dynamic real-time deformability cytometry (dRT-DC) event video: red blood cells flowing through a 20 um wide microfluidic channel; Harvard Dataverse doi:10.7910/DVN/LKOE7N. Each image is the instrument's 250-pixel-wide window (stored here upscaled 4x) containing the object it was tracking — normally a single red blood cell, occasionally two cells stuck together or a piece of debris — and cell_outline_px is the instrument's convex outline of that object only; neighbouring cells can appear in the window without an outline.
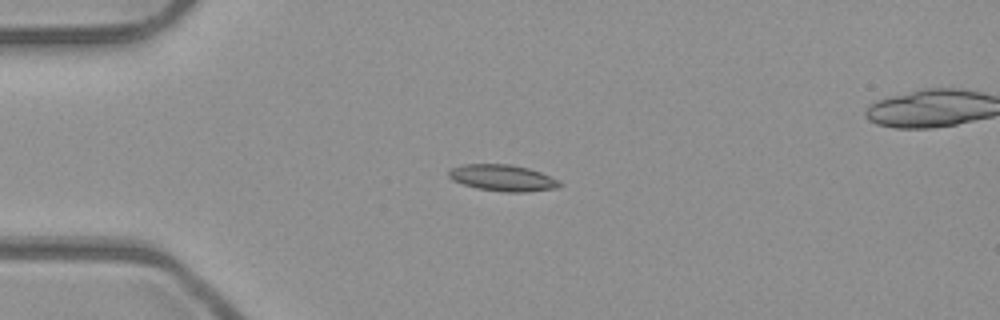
{"species": "common noctule bat (a hibernating species)", "species_latin": "Nyctalus noctula", "temperature_condition": "room temperature", "stored_images_in_passage": 5, "camera_frame_rate_fps": 3000, "um_per_image_px": 0.085, "animal": {"sex": "male", "body_mass_g": 23.1, "forearm_length_mm": 52.7}, "frame": {"image": 1, "passage_image": 3, "time_ms": 0.667, "image_size_px": [1000, 320], "cell_outline_px": [[564, 184], [560, 188], [528, 192], [504, 192], [476, 188], [452, 180], [448, 176], [448, 172], [452, 168], [464, 164], [512, 164], [528, 168], [540, 172]], "centroid_in_image_um": [42.74, 15.13], "position_along_channel_um": 42.3, "area_um2": 17.11}}